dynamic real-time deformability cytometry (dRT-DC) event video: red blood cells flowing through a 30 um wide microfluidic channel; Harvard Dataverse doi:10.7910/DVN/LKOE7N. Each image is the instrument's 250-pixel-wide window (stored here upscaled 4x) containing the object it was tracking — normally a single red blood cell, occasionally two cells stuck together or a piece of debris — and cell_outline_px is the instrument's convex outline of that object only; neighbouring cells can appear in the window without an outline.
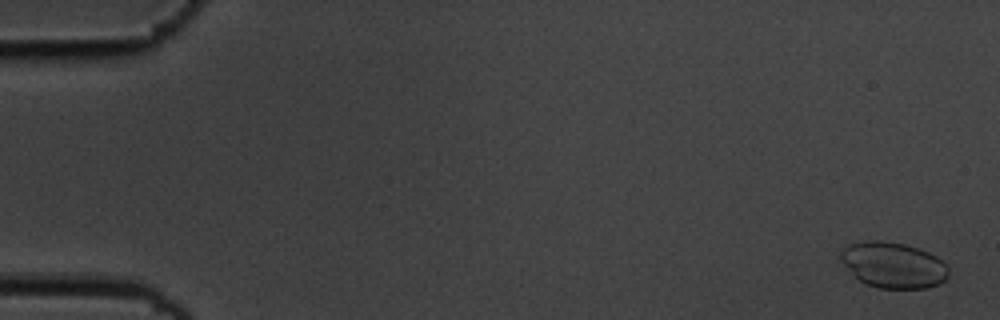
{"species": "common noctule bat (a hibernating species)", "species_latin": "Nyctalus noctula", "temperature_condition": "cold", "stored_images_in_passage": 6, "camera_frame_rate_fps": 3000, "um_per_image_px": 0.085, "animal": {"sex": "male", "body_mass_g": 19.5, "forearm_length_mm": 54.6}, "frame": {"image": 1, "passage_image": 1, "time_ms": 0.0, "image_size_px": [1000, 320], "cell_outline_px": [[948, 276], [940, 284], [924, 288], [876, 288], [860, 280], [840, 260], [840, 252], [848, 244], [868, 240], [880, 240], [904, 244], [920, 248], [936, 256], [948, 264]], "centroid_in_image_um": [75.96, 22.52], "position_along_channel_um": 9.0, "area_um2": 28.78}}